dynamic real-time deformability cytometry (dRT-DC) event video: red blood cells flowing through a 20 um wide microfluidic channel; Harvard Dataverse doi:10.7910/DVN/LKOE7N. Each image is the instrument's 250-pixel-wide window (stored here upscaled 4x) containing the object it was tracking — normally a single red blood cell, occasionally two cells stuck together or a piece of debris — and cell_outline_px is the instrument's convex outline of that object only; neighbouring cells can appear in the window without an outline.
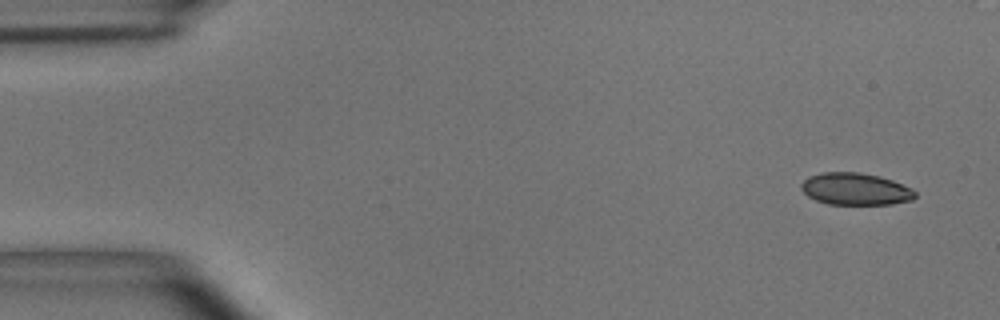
{"species": "common noctule bat (a hibernating species)", "species_latin": "Nyctalus noctula", "temperature_condition": "room temperature", "stored_images_in_passage": 5, "camera_frame_rate_fps": 3000, "um_per_image_px": 0.085, "animal": {"sex": "male", "body_mass_g": 15.6}, "frame": {"image": 1, "passage_image": 1, "time_ms": 0.0, "image_size_px": [1000, 320], "cell_outline_px": [[916, 196], [912, 200], [892, 204], [828, 204], [816, 200], [808, 196], [800, 188], [800, 184], [808, 176], [820, 172], [860, 172], [880, 176], [892, 180], [912, 188], [916, 192]], "centroid_in_image_um": [72.71, 16.06], "position_along_channel_um": 12.3, "area_um2": 21.44}}
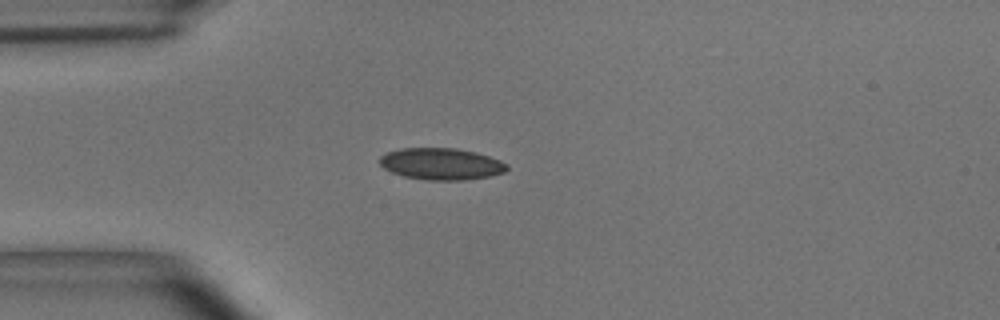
{"frame": {"image": 2, "passage_image": 4, "time_ms": 1.0, "image_size_px": [1000, 320], "cell_outline_px": [[508, 168], [504, 172], [488, 176], [464, 180], [428, 180], [404, 176], [392, 172], [384, 168], [380, 164], [380, 156], [388, 152], [400, 148], [456, 148], [476, 152], [500, 160], [508, 164]], "centroid_in_image_um": [37.51, 13.92], "position_along_channel_um": 47.5, "area_um2": 23.41}}